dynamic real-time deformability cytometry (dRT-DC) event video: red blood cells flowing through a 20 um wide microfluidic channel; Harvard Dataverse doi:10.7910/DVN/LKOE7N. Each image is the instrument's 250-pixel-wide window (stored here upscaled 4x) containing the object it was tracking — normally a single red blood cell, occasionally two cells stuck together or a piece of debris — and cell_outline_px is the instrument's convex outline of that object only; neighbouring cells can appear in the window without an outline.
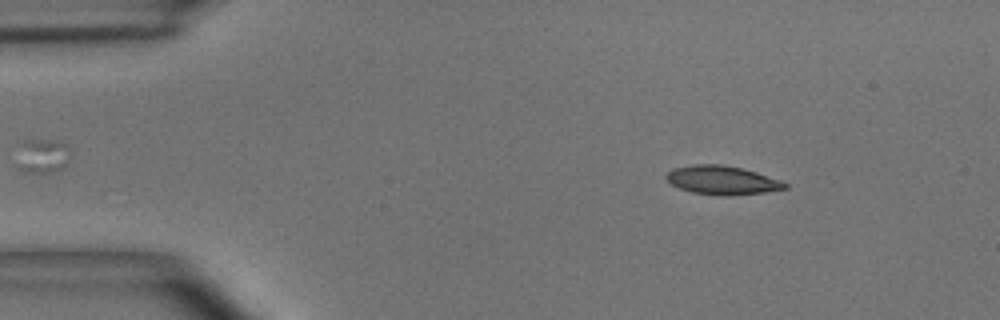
{"species": "common noctule bat (a hibernating species)", "species_latin": "Nyctalus noctula", "temperature_condition": "room temperature", "stored_images_in_passage": 46, "camera_frame_rate_fps": 3000, "um_per_image_px": 0.085, "animal": {"sex": "male", "body_mass_g": 15.6}, "frame": {"image": 1, "passage_image": 7, "time_ms": 2.0, "image_size_px": [1000, 320], "cell_outline_px": [[788, 188], [764, 192], [724, 196], [692, 192], [680, 188], [672, 184], [664, 176], [672, 168], [692, 164], [720, 164], [740, 168], [756, 172], [780, 180], [788, 184]], "centroid_in_image_um": [61.36, 15.31], "position_along_channel_um": 23.6, "area_um2": 19.71}}
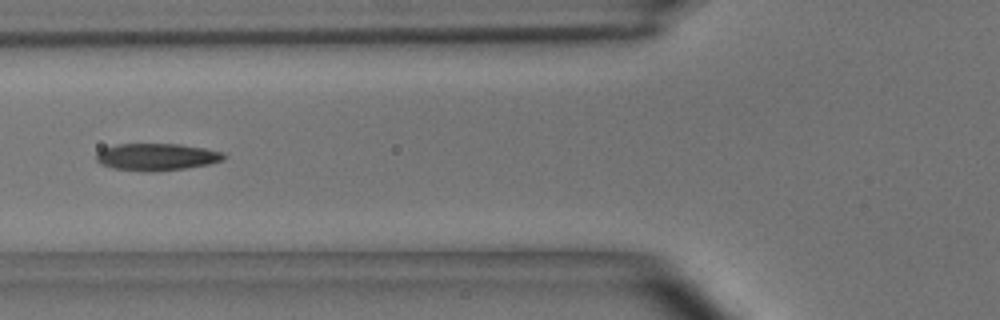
{"frame": {"image": 2, "passage_image": 20, "time_ms": 6.333, "image_size_px": [1000, 320], "cell_outline_px": [[228, 156], [224, 160], [208, 164], [184, 168], [152, 172], [144, 172], [112, 168], [100, 164], [96, 160], [96, 156], [104, 148], [116, 144], [180, 144], [204, 148], [224, 152]], "centroid_in_image_um": [13.34, 13.34], "position_along_channel_um": 112.5, "area_um2": 20.23}}
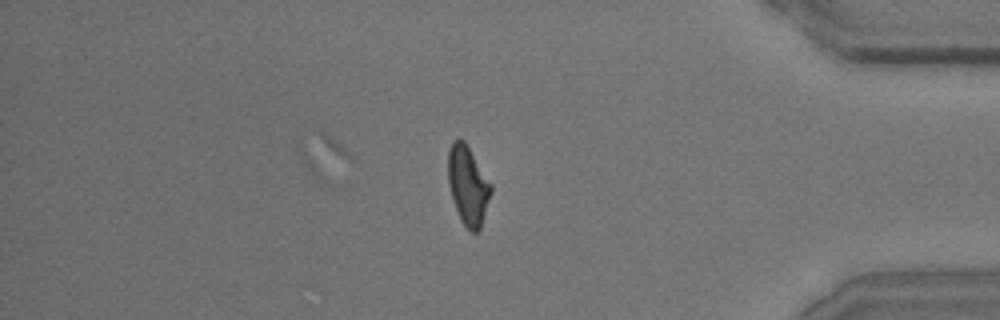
{"frame": {"image": 3, "passage_image": 46, "time_ms": 15.0, "image_size_px": [1000, 320], "cell_outline_px": [[492, 192], [480, 228], [476, 232], [472, 232], [460, 220], [448, 184], [448, 152], [452, 140], [464, 140], [492, 184]], "centroid_in_image_um": [39.78, 15.74], "position_along_channel_um": 395.4, "area_um2": 19.54}, "authors_computed_cell_mechanics": {"area_um2": 19.6809, "velocity_mm_per_s": 3.6124, "shape_relaxation_time_tau1_ms": 5.7664, "shape_relaxation_time_tau2_ms": 2.3894, "deformation_change_tau1": 0.1814, "deformation_change_tau2": 0.1028}}